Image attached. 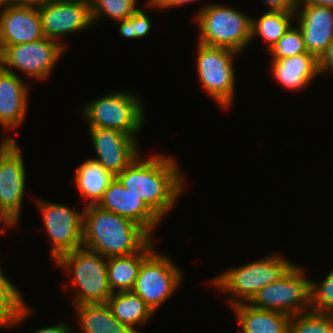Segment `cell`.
<instances>
[{
    "mask_svg": "<svg viewBox=\"0 0 333 333\" xmlns=\"http://www.w3.org/2000/svg\"><path fill=\"white\" fill-rule=\"evenodd\" d=\"M177 166L172 156L153 154L144 159L139 155L116 178L162 220L184 191V178Z\"/></svg>",
    "mask_w": 333,
    "mask_h": 333,
    "instance_id": "1",
    "label": "cell"
},
{
    "mask_svg": "<svg viewBox=\"0 0 333 333\" xmlns=\"http://www.w3.org/2000/svg\"><path fill=\"white\" fill-rule=\"evenodd\" d=\"M83 212V247L106 258L137 253L153 239L138 223L98 205Z\"/></svg>",
    "mask_w": 333,
    "mask_h": 333,
    "instance_id": "2",
    "label": "cell"
},
{
    "mask_svg": "<svg viewBox=\"0 0 333 333\" xmlns=\"http://www.w3.org/2000/svg\"><path fill=\"white\" fill-rule=\"evenodd\" d=\"M279 254L269 255L256 261L231 268L211 280L213 287L231 295L229 306L249 303L266 285L279 280L295 264Z\"/></svg>",
    "mask_w": 333,
    "mask_h": 333,
    "instance_id": "3",
    "label": "cell"
},
{
    "mask_svg": "<svg viewBox=\"0 0 333 333\" xmlns=\"http://www.w3.org/2000/svg\"><path fill=\"white\" fill-rule=\"evenodd\" d=\"M195 21L201 44L241 53L251 42L252 17L234 8L217 3L203 5Z\"/></svg>",
    "mask_w": 333,
    "mask_h": 333,
    "instance_id": "4",
    "label": "cell"
},
{
    "mask_svg": "<svg viewBox=\"0 0 333 333\" xmlns=\"http://www.w3.org/2000/svg\"><path fill=\"white\" fill-rule=\"evenodd\" d=\"M56 266L69 271L76 286L73 305L105 303L113 294L108 283L107 258L84 247L61 255ZM76 293V294H75Z\"/></svg>",
    "mask_w": 333,
    "mask_h": 333,
    "instance_id": "5",
    "label": "cell"
},
{
    "mask_svg": "<svg viewBox=\"0 0 333 333\" xmlns=\"http://www.w3.org/2000/svg\"><path fill=\"white\" fill-rule=\"evenodd\" d=\"M135 94L111 92L82 106L88 128L114 129L134 138L144 125L145 111Z\"/></svg>",
    "mask_w": 333,
    "mask_h": 333,
    "instance_id": "6",
    "label": "cell"
},
{
    "mask_svg": "<svg viewBox=\"0 0 333 333\" xmlns=\"http://www.w3.org/2000/svg\"><path fill=\"white\" fill-rule=\"evenodd\" d=\"M197 75L199 82L223 110L229 109L235 96L234 57L238 52L198 42Z\"/></svg>",
    "mask_w": 333,
    "mask_h": 333,
    "instance_id": "7",
    "label": "cell"
},
{
    "mask_svg": "<svg viewBox=\"0 0 333 333\" xmlns=\"http://www.w3.org/2000/svg\"><path fill=\"white\" fill-rule=\"evenodd\" d=\"M305 276V270L295 263L279 280L259 290L249 304L262 310L283 312L290 317L309 312L311 281Z\"/></svg>",
    "mask_w": 333,
    "mask_h": 333,
    "instance_id": "8",
    "label": "cell"
},
{
    "mask_svg": "<svg viewBox=\"0 0 333 333\" xmlns=\"http://www.w3.org/2000/svg\"><path fill=\"white\" fill-rule=\"evenodd\" d=\"M182 272L169 256L154 250L142 262L132 292L140 296L155 313L179 287Z\"/></svg>",
    "mask_w": 333,
    "mask_h": 333,
    "instance_id": "9",
    "label": "cell"
},
{
    "mask_svg": "<svg viewBox=\"0 0 333 333\" xmlns=\"http://www.w3.org/2000/svg\"><path fill=\"white\" fill-rule=\"evenodd\" d=\"M65 45L44 37L34 42L6 46L0 52V66L12 73H15L14 68L27 77L45 80L52 74L66 49Z\"/></svg>",
    "mask_w": 333,
    "mask_h": 333,
    "instance_id": "10",
    "label": "cell"
},
{
    "mask_svg": "<svg viewBox=\"0 0 333 333\" xmlns=\"http://www.w3.org/2000/svg\"><path fill=\"white\" fill-rule=\"evenodd\" d=\"M36 205L52 242L51 257L54 261L67 252L83 247V210L74 211V208L64 204L40 199Z\"/></svg>",
    "mask_w": 333,
    "mask_h": 333,
    "instance_id": "11",
    "label": "cell"
},
{
    "mask_svg": "<svg viewBox=\"0 0 333 333\" xmlns=\"http://www.w3.org/2000/svg\"><path fill=\"white\" fill-rule=\"evenodd\" d=\"M21 149L12 136L0 143V207L17 222L26 188V168Z\"/></svg>",
    "mask_w": 333,
    "mask_h": 333,
    "instance_id": "12",
    "label": "cell"
},
{
    "mask_svg": "<svg viewBox=\"0 0 333 333\" xmlns=\"http://www.w3.org/2000/svg\"><path fill=\"white\" fill-rule=\"evenodd\" d=\"M44 37L62 36L94 26L90 0H47L38 6Z\"/></svg>",
    "mask_w": 333,
    "mask_h": 333,
    "instance_id": "13",
    "label": "cell"
},
{
    "mask_svg": "<svg viewBox=\"0 0 333 333\" xmlns=\"http://www.w3.org/2000/svg\"><path fill=\"white\" fill-rule=\"evenodd\" d=\"M99 162L113 176L123 172L139 155L137 138L114 129L89 128Z\"/></svg>",
    "mask_w": 333,
    "mask_h": 333,
    "instance_id": "14",
    "label": "cell"
},
{
    "mask_svg": "<svg viewBox=\"0 0 333 333\" xmlns=\"http://www.w3.org/2000/svg\"><path fill=\"white\" fill-rule=\"evenodd\" d=\"M0 12V52L6 46L44 38L38 7L3 3Z\"/></svg>",
    "mask_w": 333,
    "mask_h": 333,
    "instance_id": "15",
    "label": "cell"
},
{
    "mask_svg": "<svg viewBox=\"0 0 333 333\" xmlns=\"http://www.w3.org/2000/svg\"><path fill=\"white\" fill-rule=\"evenodd\" d=\"M295 18L302 31L307 52L320 59L333 40V8L298 0Z\"/></svg>",
    "mask_w": 333,
    "mask_h": 333,
    "instance_id": "16",
    "label": "cell"
},
{
    "mask_svg": "<svg viewBox=\"0 0 333 333\" xmlns=\"http://www.w3.org/2000/svg\"><path fill=\"white\" fill-rule=\"evenodd\" d=\"M97 205L104 210L133 220L151 235L161 221L142 198L126 189L116 177L110 182Z\"/></svg>",
    "mask_w": 333,
    "mask_h": 333,
    "instance_id": "17",
    "label": "cell"
},
{
    "mask_svg": "<svg viewBox=\"0 0 333 333\" xmlns=\"http://www.w3.org/2000/svg\"><path fill=\"white\" fill-rule=\"evenodd\" d=\"M29 88L15 73L0 66V124L3 130L22 125L28 106Z\"/></svg>",
    "mask_w": 333,
    "mask_h": 333,
    "instance_id": "18",
    "label": "cell"
},
{
    "mask_svg": "<svg viewBox=\"0 0 333 333\" xmlns=\"http://www.w3.org/2000/svg\"><path fill=\"white\" fill-rule=\"evenodd\" d=\"M271 75L289 90L306 88L320 74L319 59L309 52L282 59H272Z\"/></svg>",
    "mask_w": 333,
    "mask_h": 333,
    "instance_id": "19",
    "label": "cell"
},
{
    "mask_svg": "<svg viewBox=\"0 0 333 333\" xmlns=\"http://www.w3.org/2000/svg\"><path fill=\"white\" fill-rule=\"evenodd\" d=\"M242 333H289L290 316L242 303L232 307Z\"/></svg>",
    "mask_w": 333,
    "mask_h": 333,
    "instance_id": "20",
    "label": "cell"
},
{
    "mask_svg": "<svg viewBox=\"0 0 333 333\" xmlns=\"http://www.w3.org/2000/svg\"><path fill=\"white\" fill-rule=\"evenodd\" d=\"M155 249L151 240L137 253L107 258L108 283L113 293L132 291L142 262Z\"/></svg>",
    "mask_w": 333,
    "mask_h": 333,
    "instance_id": "21",
    "label": "cell"
},
{
    "mask_svg": "<svg viewBox=\"0 0 333 333\" xmlns=\"http://www.w3.org/2000/svg\"><path fill=\"white\" fill-rule=\"evenodd\" d=\"M81 332L79 333H136L121 323L105 303H86L73 305ZM72 333H75L72 330Z\"/></svg>",
    "mask_w": 333,
    "mask_h": 333,
    "instance_id": "22",
    "label": "cell"
},
{
    "mask_svg": "<svg viewBox=\"0 0 333 333\" xmlns=\"http://www.w3.org/2000/svg\"><path fill=\"white\" fill-rule=\"evenodd\" d=\"M114 178L115 176L92 158L78 166L74 179L80 195L86 200L84 205H97Z\"/></svg>",
    "mask_w": 333,
    "mask_h": 333,
    "instance_id": "23",
    "label": "cell"
},
{
    "mask_svg": "<svg viewBox=\"0 0 333 333\" xmlns=\"http://www.w3.org/2000/svg\"><path fill=\"white\" fill-rule=\"evenodd\" d=\"M107 304L113 315L136 333H139L136 330L137 325L145 324L154 316L153 310L146 302L132 291L114 292Z\"/></svg>",
    "mask_w": 333,
    "mask_h": 333,
    "instance_id": "24",
    "label": "cell"
},
{
    "mask_svg": "<svg viewBox=\"0 0 333 333\" xmlns=\"http://www.w3.org/2000/svg\"><path fill=\"white\" fill-rule=\"evenodd\" d=\"M294 20L296 21L295 13L269 10L260 18L252 17L251 42L256 36L260 37L268 45L265 51H269L291 27Z\"/></svg>",
    "mask_w": 333,
    "mask_h": 333,
    "instance_id": "25",
    "label": "cell"
},
{
    "mask_svg": "<svg viewBox=\"0 0 333 333\" xmlns=\"http://www.w3.org/2000/svg\"><path fill=\"white\" fill-rule=\"evenodd\" d=\"M289 333H333V313L309 311L292 316Z\"/></svg>",
    "mask_w": 333,
    "mask_h": 333,
    "instance_id": "26",
    "label": "cell"
},
{
    "mask_svg": "<svg viewBox=\"0 0 333 333\" xmlns=\"http://www.w3.org/2000/svg\"><path fill=\"white\" fill-rule=\"evenodd\" d=\"M137 0H90L94 25L104 17L122 21L132 16L139 8Z\"/></svg>",
    "mask_w": 333,
    "mask_h": 333,
    "instance_id": "27",
    "label": "cell"
},
{
    "mask_svg": "<svg viewBox=\"0 0 333 333\" xmlns=\"http://www.w3.org/2000/svg\"><path fill=\"white\" fill-rule=\"evenodd\" d=\"M0 266V313L11 322L26 304L19 289L7 279Z\"/></svg>",
    "mask_w": 333,
    "mask_h": 333,
    "instance_id": "28",
    "label": "cell"
},
{
    "mask_svg": "<svg viewBox=\"0 0 333 333\" xmlns=\"http://www.w3.org/2000/svg\"><path fill=\"white\" fill-rule=\"evenodd\" d=\"M291 25L278 42L267 51L272 59H282L307 53L304 38L300 28Z\"/></svg>",
    "mask_w": 333,
    "mask_h": 333,
    "instance_id": "29",
    "label": "cell"
},
{
    "mask_svg": "<svg viewBox=\"0 0 333 333\" xmlns=\"http://www.w3.org/2000/svg\"><path fill=\"white\" fill-rule=\"evenodd\" d=\"M311 311L333 313V269L321 283L310 282Z\"/></svg>",
    "mask_w": 333,
    "mask_h": 333,
    "instance_id": "30",
    "label": "cell"
},
{
    "mask_svg": "<svg viewBox=\"0 0 333 333\" xmlns=\"http://www.w3.org/2000/svg\"><path fill=\"white\" fill-rule=\"evenodd\" d=\"M120 23L119 32L122 37L135 39L142 38L148 35L152 22L148 17V14L143 10L138 9L132 16L122 21Z\"/></svg>",
    "mask_w": 333,
    "mask_h": 333,
    "instance_id": "31",
    "label": "cell"
},
{
    "mask_svg": "<svg viewBox=\"0 0 333 333\" xmlns=\"http://www.w3.org/2000/svg\"><path fill=\"white\" fill-rule=\"evenodd\" d=\"M269 11L295 13L298 0H263Z\"/></svg>",
    "mask_w": 333,
    "mask_h": 333,
    "instance_id": "32",
    "label": "cell"
},
{
    "mask_svg": "<svg viewBox=\"0 0 333 333\" xmlns=\"http://www.w3.org/2000/svg\"><path fill=\"white\" fill-rule=\"evenodd\" d=\"M320 74L331 72L333 74V40L325 53L319 59Z\"/></svg>",
    "mask_w": 333,
    "mask_h": 333,
    "instance_id": "33",
    "label": "cell"
},
{
    "mask_svg": "<svg viewBox=\"0 0 333 333\" xmlns=\"http://www.w3.org/2000/svg\"><path fill=\"white\" fill-rule=\"evenodd\" d=\"M30 314H33L32 310L30 309V307L28 306V304H25L21 310L19 311L18 315L16 318H14L11 322H9L1 313H0V326L1 327H13L16 325L18 326L19 323H21V321H23V319L28 316H30Z\"/></svg>",
    "mask_w": 333,
    "mask_h": 333,
    "instance_id": "34",
    "label": "cell"
},
{
    "mask_svg": "<svg viewBox=\"0 0 333 333\" xmlns=\"http://www.w3.org/2000/svg\"><path fill=\"white\" fill-rule=\"evenodd\" d=\"M194 1H198V0H148L147 1V6L149 7H156V9L161 8V9H167L169 7V9L172 7H178V6H182L185 4H188L189 2H194Z\"/></svg>",
    "mask_w": 333,
    "mask_h": 333,
    "instance_id": "35",
    "label": "cell"
},
{
    "mask_svg": "<svg viewBox=\"0 0 333 333\" xmlns=\"http://www.w3.org/2000/svg\"><path fill=\"white\" fill-rule=\"evenodd\" d=\"M32 333H72V329L69 324L60 321L56 325L50 327H42L41 329H37Z\"/></svg>",
    "mask_w": 333,
    "mask_h": 333,
    "instance_id": "36",
    "label": "cell"
},
{
    "mask_svg": "<svg viewBox=\"0 0 333 333\" xmlns=\"http://www.w3.org/2000/svg\"><path fill=\"white\" fill-rule=\"evenodd\" d=\"M1 222L4 225L0 228V233L2 234L7 231V228H11L12 226L18 224V222L11 215L0 207V223Z\"/></svg>",
    "mask_w": 333,
    "mask_h": 333,
    "instance_id": "37",
    "label": "cell"
},
{
    "mask_svg": "<svg viewBox=\"0 0 333 333\" xmlns=\"http://www.w3.org/2000/svg\"><path fill=\"white\" fill-rule=\"evenodd\" d=\"M3 3L12 5L35 6L38 7L45 3L47 0H2Z\"/></svg>",
    "mask_w": 333,
    "mask_h": 333,
    "instance_id": "38",
    "label": "cell"
},
{
    "mask_svg": "<svg viewBox=\"0 0 333 333\" xmlns=\"http://www.w3.org/2000/svg\"><path fill=\"white\" fill-rule=\"evenodd\" d=\"M307 3H311L317 6L333 8V0H305Z\"/></svg>",
    "mask_w": 333,
    "mask_h": 333,
    "instance_id": "39",
    "label": "cell"
},
{
    "mask_svg": "<svg viewBox=\"0 0 333 333\" xmlns=\"http://www.w3.org/2000/svg\"><path fill=\"white\" fill-rule=\"evenodd\" d=\"M2 4H3V1H2V0H0V8L2 7Z\"/></svg>",
    "mask_w": 333,
    "mask_h": 333,
    "instance_id": "40",
    "label": "cell"
}]
</instances>
